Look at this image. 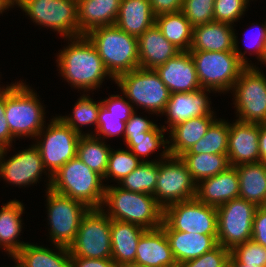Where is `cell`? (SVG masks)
<instances>
[{"label": "cell", "mask_w": 266, "mask_h": 267, "mask_svg": "<svg viewBox=\"0 0 266 267\" xmlns=\"http://www.w3.org/2000/svg\"><path fill=\"white\" fill-rule=\"evenodd\" d=\"M70 44L57 55L61 76L73 87L85 91L94 90L109 76L94 44L86 35L69 38Z\"/></svg>", "instance_id": "cell-1"}, {"label": "cell", "mask_w": 266, "mask_h": 267, "mask_svg": "<svg viewBox=\"0 0 266 267\" xmlns=\"http://www.w3.org/2000/svg\"><path fill=\"white\" fill-rule=\"evenodd\" d=\"M235 34V51H190L197 78L202 89L218 92L232 90L247 63L245 52L238 48Z\"/></svg>", "instance_id": "cell-2"}, {"label": "cell", "mask_w": 266, "mask_h": 267, "mask_svg": "<svg viewBox=\"0 0 266 267\" xmlns=\"http://www.w3.org/2000/svg\"><path fill=\"white\" fill-rule=\"evenodd\" d=\"M106 204V205H104ZM111 219L134 223L145 229H156L163 223L164 209L153 195L106 186L103 201Z\"/></svg>", "instance_id": "cell-3"}, {"label": "cell", "mask_w": 266, "mask_h": 267, "mask_svg": "<svg viewBox=\"0 0 266 267\" xmlns=\"http://www.w3.org/2000/svg\"><path fill=\"white\" fill-rule=\"evenodd\" d=\"M102 180L100 174L75 157L52 175L50 188L59 194L81 201L89 209H102L106 187Z\"/></svg>", "instance_id": "cell-4"}, {"label": "cell", "mask_w": 266, "mask_h": 267, "mask_svg": "<svg viewBox=\"0 0 266 267\" xmlns=\"http://www.w3.org/2000/svg\"><path fill=\"white\" fill-rule=\"evenodd\" d=\"M86 36L94 44L114 79L139 67L137 37L129 35L116 25L95 28Z\"/></svg>", "instance_id": "cell-5"}, {"label": "cell", "mask_w": 266, "mask_h": 267, "mask_svg": "<svg viewBox=\"0 0 266 267\" xmlns=\"http://www.w3.org/2000/svg\"><path fill=\"white\" fill-rule=\"evenodd\" d=\"M37 97L22 81L6 86L4 118L14 138H34L45 126V110Z\"/></svg>", "instance_id": "cell-6"}, {"label": "cell", "mask_w": 266, "mask_h": 267, "mask_svg": "<svg viewBox=\"0 0 266 267\" xmlns=\"http://www.w3.org/2000/svg\"><path fill=\"white\" fill-rule=\"evenodd\" d=\"M114 81L130 103L156 114H164L171 93L155 69L138 67Z\"/></svg>", "instance_id": "cell-7"}, {"label": "cell", "mask_w": 266, "mask_h": 267, "mask_svg": "<svg viewBox=\"0 0 266 267\" xmlns=\"http://www.w3.org/2000/svg\"><path fill=\"white\" fill-rule=\"evenodd\" d=\"M196 184L185 162L180 157L169 155L168 148H163L153 194L157 203L165 209L171 204L194 199Z\"/></svg>", "instance_id": "cell-8"}, {"label": "cell", "mask_w": 266, "mask_h": 267, "mask_svg": "<svg viewBox=\"0 0 266 267\" xmlns=\"http://www.w3.org/2000/svg\"><path fill=\"white\" fill-rule=\"evenodd\" d=\"M44 128L46 131H44ZM36 136L43 138L34 144L40 151L45 169L49 172L48 189L51 186L52 175L66 162L77 157V146L81 134L71 129L59 117L51 119L50 124L44 127ZM43 141V142H42Z\"/></svg>", "instance_id": "cell-9"}, {"label": "cell", "mask_w": 266, "mask_h": 267, "mask_svg": "<svg viewBox=\"0 0 266 267\" xmlns=\"http://www.w3.org/2000/svg\"><path fill=\"white\" fill-rule=\"evenodd\" d=\"M33 22L67 39L79 36L77 0H16Z\"/></svg>", "instance_id": "cell-10"}, {"label": "cell", "mask_w": 266, "mask_h": 267, "mask_svg": "<svg viewBox=\"0 0 266 267\" xmlns=\"http://www.w3.org/2000/svg\"><path fill=\"white\" fill-rule=\"evenodd\" d=\"M105 209H89L82 217L76 238L69 247L71 257L111 258V218Z\"/></svg>", "instance_id": "cell-11"}, {"label": "cell", "mask_w": 266, "mask_h": 267, "mask_svg": "<svg viewBox=\"0 0 266 267\" xmlns=\"http://www.w3.org/2000/svg\"><path fill=\"white\" fill-rule=\"evenodd\" d=\"M47 214L50 237L54 244L69 248L77 235L82 217L89 208L81 201L59 194L47 188Z\"/></svg>", "instance_id": "cell-12"}, {"label": "cell", "mask_w": 266, "mask_h": 267, "mask_svg": "<svg viewBox=\"0 0 266 267\" xmlns=\"http://www.w3.org/2000/svg\"><path fill=\"white\" fill-rule=\"evenodd\" d=\"M255 66H246L233 85L237 120L266 124V77ZM262 72V73H261Z\"/></svg>", "instance_id": "cell-13"}, {"label": "cell", "mask_w": 266, "mask_h": 267, "mask_svg": "<svg viewBox=\"0 0 266 267\" xmlns=\"http://www.w3.org/2000/svg\"><path fill=\"white\" fill-rule=\"evenodd\" d=\"M257 206L243 198L232 199L217 207V242L230 251L252 238Z\"/></svg>", "instance_id": "cell-14"}, {"label": "cell", "mask_w": 266, "mask_h": 267, "mask_svg": "<svg viewBox=\"0 0 266 267\" xmlns=\"http://www.w3.org/2000/svg\"><path fill=\"white\" fill-rule=\"evenodd\" d=\"M163 220L173 230L212 235L217 240V207L196 198L167 206Z\"/></svg>", "instance_id": "cell-15"}, {"label": "cell", "mask_w": 266, "mask_h": 267, "mask_svg": "<svg viewBox=\"0 0 266 267\" xmlns=\"http://www.w3.org/2000/svg\"><path fill=\"white\" fill-rule=\"evenodd\" d=\"M260 124L236 120L230 123L227 156L230 166L260 162Z\"/></svg>", "instance_id": "cell-16"}, {"label": "cell", "mask_w": 266, "mask_h": 267, "mask_svg": "<svg viewBox=\"0 0 266 267\" xmlns=\"http://www.w3.org/2000/svg\"><path fill=\"white\" fill-rule=\"evenodd\" d=\"M45 170L40 151L34 144L8 160L3 158L0 165L1 177L19 187L37 183Z\"/></svg>", "instance_id": "cell-17"}, {"label": "cell", "mask_w": 266, "mask_h": 267, "mask_svg": "<svg viewBox=\"0 0 266 267\" xmlns=\"http://www.w3.org/2000/svg\"><path fill=\"white\" fill-rule=\"evenodd\" d=\"M155 71L170 93H189L202 89L190 51H180Z\"/></svg>", "instance_id": "cell-18"}, {"label": "cell", "mask_w": 266, "mask_h": 267, "mask_svg": "<svg viewBox=\"0 0 266 267\" xmlns=\"http://www.w3.org/2000/svg\"><path fill=\"white\" fill-rule=\"evenodd\" d=\"M133 264L144 267H179L161 227L147 229L142 234Z\"/></svg>", "instance_id": "cell-19"}, {"label": "cell", "mask_w": 266, "mask_h": 267, "mask_svg": "<svg viewBox=\"0 0 266 267\" xmlns=\"http://www.w3.org/2000/svg\"><path fill=\"white\" fill-rule=\"evenodd\" d=\"M195 198L207 205L218 207L239 198V176L235 166L196 184Z\"/></svg>", "instance_id": "cell-20"}, {"label": "cell", "mask_w": 266, "mask_h": 267, "mask_svg": "<svg viewBox=\"0 0 266 267\" xmlns=\"http://www.w3.org/2000/svg\"><path fill=\"white\" fill-rule=\"evenodd\" d=\"M161 228L165 231L175 261L178 266L196 259L218 245L212 235L173 230L164 220Z\"/></svg>", "instance_id": "cell-21"}, {"label": "cell", "mask_w": 266, "mask_h": 267, "mask_svg": "<svg viewBox=\"0 0 266 267\" xmlns=\"http://www.w3.org/2000/svg\"><path fill=\"white\" fill-rule=\"evenodd\" d=\"M205 91L211 92L209 89H201L189 93H171L164 111L168 119L166 122L168 127H164V129H170L193 117L214 114L210 107L211 103H209L211 101Z\"/></svg>", "instance_id": "cell-22"}, {"label": "cell", "mask_w": 266, "mask_h": 267, "mask_svg": "<svg viewBox=\"0 0 266 267\" xmlns=\"http://www.w3.org/2000/svg\"><path fill=\"white\" fill-rule=\"evenodd\" d=\"M99 116L97 122V138L119 136L125 134L126 122L135 112L134 106L120 95H111L109 98L101 101ZM102 135V137H101ZM99 136V137H98Z\"/></svg>", "instance_id": "cell-23"}, {"label": "cell", "mask_w": 266, "mask_h": 267, "mask_svg": "<svg viewBox=\"0 0 266 267\" xmlns=\"http://www.w3.org/2000/svg\"><path fill=\"white\" fill-rule=\"evenodd\" d=\"M137 40L141 68L156 69L180 52L163 36L156 24L147 29Z\"/></svg>", "instance_id": "cell-24"}, {"label": "cell", "mask_w": 266, "mask_h": 267, "mask_svg": "<svg viewBox=\"0 0 266 267\" xmlns=\"http://www.w3.org/2000/svg\"><path fill=\"white\" fill-rule=\"evenodd\" d=\"M121 0H77L79 36L95 28L115 25Z\"/></svg>", "instance_id": "cell-25"}, {"label": "cell", "mask_w": 266, "mask_h": 267, "mask_svg": "<svg viewBox=\"0 0 266 267\" xmlns=\"http://www.w3.org/2000/svg\"><path fill=\"white\" fill-rule=\"evenodd\" d=\"M189 51H235V31L227 23L211 21L193 27Z\"/></svg>", "instance_id": "cell-26"}, {"label": "cell", "mask_w": 266, "mask_h": 267, "mask_svg": "<svg viewBox=\"0 0 266 267\" xmlns=\"http://www.w3.org/2000/svg\"><path fill=\"white\" fill-rule=\"evenodd\" d=\"M147 229L111 219V258L116 266L133 264L139 239Z\"/></svg>", "instance_id": "cell-27"}, {"label": "cell", "mask_w": 266, "mask_h": 267, "mask_svg": "<svg viewBox=\"0 0 266 267\" xmlns=\"http://www.w3.org/2000/svg\"><path fill=\"white\" fill-rule=\"evenodd\" d=\"M213 115L214 114H208L193 117L172 126L169 129L171 142L168 141L167 145L169 155L180 157L196 144L206 134L210 125L216 120Z\"/></svg>", "instance_id": "cell-28"}, {"label": "cell", "mask_w": 266, "mask_h": 267, "mask_svg": "<svg viewBox=\"0 0 266 267\" xmlns=\"http://www.w3.org/2000/svg\"><path fill=\"white\" fill-rule=\"evenodd\" d=\"M155 21L149 0H121L115 25L138 38L155 25Z\"/></svg>", "instance_id": "cell-29"}, {"label": "cell", "mask_w": 266, "mask_h": 267, "mask_svg": "<svg viewBox=\"0 0 266 267\" xmlns=\"http://www.w3.org/2000/svg\"><path fill=\"white\" fill-rule=\"evenodd\" d=\"M58 252L49 248L26 243L13 257L15 267H71L69 248L55 245Z\"/></svg>", "instance_id": "cell-30"}, {"label": "cell", "mask_w": 266, "mask_h": 267, "mask_svg": "<svg viewBox=\"0 0 266 267\" xmlns=\"http://www.w3.org/2000/svg\"><path fill=\"white\" fill-rule=\"evenodd\" d=\"M23 206L20 201L11 200L0 210V245L12 258L26 244L17 239L22 231Z\"/></svg>", "instance_id": "cell-31"}, {"label": "cell", "mask_w": 266, "mask_h": 267, "mask_svg": "<svg viewBox=\"0 0 266 267\" xmlns=\"http://www.w3.org/2000/svg\"><path fill=\"white\" fill-rule=\"evenodd\" d=\"M235 167L239 176V197L260 207L266 198V164L260 161Z\"/></svg>", "instance_id": "cell-32"}, {"label": "cell", "mask_w": 266, "mask_h": 267, "mask_svg": "<svg viewBox=\"0 0 266 267\" xmlns=\"http://www.w3.org/2000/svg\"><path fill=\"white\" fill-rule=\"evenodd\" d=\"M155 24L163 36L180 51H189L193 27L181 11L156 16Z\"/></svg>", "instance_id": "cell-33"}, {"label": "cell", "mask_w": 266, "mask_h": 267, "mask_svg": "<svg viewBox=\"0 0 266 267\" xmlns=\"http://www.w3.org/2000/svg\"><path fill=\"white\" fill-rule=\"evenodd\" d=\"M101 140L103 139L97 138L92 134L84 133L81 135L77 146V158L104 177L111 148Z\"/></svg>", "instance_id": "cell-34"}, {"label": "cell", "mask_w": 266, "mask_h": 267, "mask_svg": "<svg viewBox=\"0 0 266 267\" xmlns=\"http://www.w3.org/2000/svg\"><path fill=\"white\" fill-rule=\"evenodd\" d=\"M193 180L198 183L225 171L229 166L228 156L220 154H182Z\"/></svg>", "instance_id": "cell-35"}, {"label": "cell", "mask_w": 266, "mask_h": 267, "mask_svg": "<svg viewBox=\"0 0 266 267\" xmlns=\"http://www.w3.org/2000/svg\"><path fill=\"white\" fill-rule=\"evenodd\" d=\"M229 130V122L216 119L206 134L184 154L227 155Z\"/></svg>", "instance_id": "cell-36"}, {"label": "cell", "mask_w": 266, "mask_h": 267, "mask_svg": "<svg viewBox=\"0 0 266 267\" xmlns=\"http://www.w3.org/2000/svg\"><path fill=\"white\" fill-rule=\"evenodd\" d=\"M158 176V161L142 162L135 170L123 178L119 187L127 191L147 193L155 192Z\"/></svg>", "instance_id": "cell-37"}, {"label": "cell", "mask_w": 266, "mask_h": 267, "mask_svg": "<svg viewBox=\"0 0 266 267\" xmlns=\"http://www.w3.org/2000/svg\"><path fill=\"white\" fill-rule=\"evenodd\" d=\"M88 94L81 96L73 108V115L68 116H58L66 125L71 129L83 135L80 126L87 125H96L99 116V109L101 104L100 102L93 101L92 98H89Z\"/></svg>", "instance_id": "cell-38"}, {"label": "cell", "mask_w": 266, "mask_h": 267, "mask_svg": "<svg viewBox=\"0 0 266 267\" xmlns=\"http://www.w3.org/2000/svg\"><path fill=\"white\" fill-rule=\"evenodd\" d=\"M164 127L159 128L156 125L152 130L142 133V135L124 136L127 148L139 159L140 157H147L150 153L153 154L161 145L167 148L165 144H168V140H164L163 134L167 130Z\"/></svg>", "instance_id": "cell-39"}, {"label": "cell", "mask_w": 266, "mask_h": 267, "mask_svg": "<svg viewBox=\"0 0 266 267\" xmlns=\"http://www.w3.org/2000/svg\"><path fill=\"white\" fill-rule=\"evenodd\" d=\"M111 152L108 160V167L103 179L114 178L113 180L121 181L133 170H135L142 162H148L145 159L137 158L131 150H114Z\"/></svg>", "instance_id": "cell-40"}, {"label": "cell", "mask_w": 266, "mask_h": 267, "mask_svg": "<svg viewBox=\"0 0 266 267\" xmlns=\"http://www.w3.org/2000/svg\"><path fill=\"white\" fill-rule=\"evenodd\" d=\"M215 0H183L181 12L192 27L214 21Z\"/></svg>", "instance_id": "cell-41"}, {"label": "cell", "mask_w": 266, "mask_h": 267, "mask_svg": "<svg viewBox=\"0 0 266 267\" xmlns=\"http://www.w3.org/2000/svg\"><path fill=\"white\" fill-rule=\"evenodd\" d=\"M230 254L239 263L266 267V248L252 239L234 247Z\"/></svg>", "instance_id": "cell-42"}, {"label": "cell", "mask_w": 266, "mask_h": 267, "mask_svg": "<svg viewBox=\"0 0 266 267\" xmlns=\"http://www.w3.org/2000/svg\"><path fill=\"white\" fill-rule=\"evenodd\" d=\"M250 0H215L214 21L233 25L247 9ZM233 23V24H232Z\"/></svg>", "instance_id": "cell-43"}, {"label": "cell", "mask_w": 266, "mask_h": 267, "mask_svg": "<svg viewBox=\"0 0 266 267\" xmlns=\"http://www.w3.org/2000/svg\"><path fill=\"white\" fill-rule=\"evenodd\" d=\"M229 256L230 250L218 244L211 251L196 259L186 261L179 267H225Z\"/></svg>", "instance_id": "cell-44"}, {"label": "cell", "mask_w": 266, "mask_h": 267, "mask_svg": "<svg viewBox=\"0 0 266 267\" xmlns=\"http://www.w3.org/2000/svg\"><path fill=\"white\" fill-rule=\"evenodd\" d=\"M156 124L152 121L147 120V118L140 117L134 112L130 119L126 122L125 134L124 136H138L142 133H146L152 130Z\"/></svg>", "instance_id": "cell-45"}, {"label": "cell", "mask_w": 266, "mask_h": 267, "mask_svg": "<svg viewBox=\"0 0 266 267\" xmlns=\"http://www.w3.org/2000/svg\"><path fill=\"white\" fill-rule=\"evenodd\" d=\"M251 239L266 248V211L261 207L254 215Z\"/></svg>", "instance_id": "cell-46"}, {"label": "cell", "mask_w": 266, "mask_h": 267, "mask_svg": "<svg viewBox=\"0 0 266 267\" xmlns=\"http://www.w3.org/2000/svg\"><path fill=\"white\" fill-rule=\"evenodd\" d=\"M155 16L181 11L183 0H149Z\"/></svg>", "instance_id": "cell-47"}, {"label": "cell", "mask_w": 266, "mask_h": 267, "mask_svg": "<svg viewBox=\"0 0 266 267\" xmlns=\"http://www.w3.org/2000/svg\"><path fill=\"white\" fill-rule=\"evenodd\" d=\"M71 267H116L112 258L71 257Z\"/></svg>", "instance_id": "cell-48"}, {"label": "cell", "mask_w": 266, "mask_h": 267, "mask_svg": "<svg viewBox=\"0 0 266 267\" xmlns=\"http://www.w3.org/2000/svg\"><path fill=\"white\" fill-rule=\"evenodd\" d=\"M5 114V90L0 94V141L8 148H11L13 136L10 133L8 123L4 118Z\"/></svg>", "instance_id": "cell-49"}, {"label": "cell", "mask_w": 266, "mask_h": 267, "mask_svg": "<svg viewBox=\"0 0 266 267\" xmlns=\"http://www.w3.org/2000/svg\"><path fill=\"white\" fill-rule=\"evenodd\" d=\"M256 25H257V31L258 32H257L255 37H257V38H255L256 40L254 39L255 44L253 43L254 46H252V47H254L253 51H255L259 61H261V63H262L264 61V58L266 55V22H264V24H262V25H258V24H256ZM258 26L261 27V28L259 27V30H258ZM249 48H250V46H248V48H246V49H249Z\"/></svg>", "instance_id": "cell-50"}, {"label": "cell", "mask_w": 266, "mask_h": 267, "mask_svg": "<svg viewBox=\"0 0 266 267\" xmlns=\"http://www.w3.org/2000/svg\"><path fill=\"white\" fill-rule=\"evenodd\" d=\"M259 152L260 161H264L266 159V124H260Z\"/></svg>", "instance_id": "cell-51"}, {"label": "cell", "mask_w": 266, "mask_h": 267, "mask_svg": "<svg viewBox=\"0 0 266 267\" xmlns=\"http://www.w3.org/2000/svg\"><path fill=\"white\" fill-rule=\"evenodd\" d=\"M227 264L229 265V267H263L259 265H247L239 263L231 254L229 256Z\"/></svg>", "instance_id": "cell-52"}, {"label": "cell", "mask_w": 266, "mask_h": 267, "mask_svg": "<svg viewBox=\"0 0 266 267\" xmlns=\"http://www.w3.org/2000/svg\"><path fill=\"white\" fill-rule=\"evenodd\" d=\"M16 4V0H0V13Z\"/></svg>", "instance_id": "cell-53"}, {"label": "cell", "mask_w": 266, "mask_h": 267, "mask_svg": "<svg viewBox=\"0 0 266 267\" xmlns=\"http://www.w3.org/2000/svg\"><path fill=\"white\" fill-rule=\"evenodd\" d=\"M8 147L0 141V165L4 158V155L7 153Z\"/></svg>", "instance_id": "cell-54"}, {"label": "cell", "mask_w": 266, "mask_h": 267, "mask_svg": "<svg viewBox=\"0 0 266 267\" xmlns=\"http://www.w3.org/2000/svg\"><path fill=\"white\" fill-rule=\"evenodd\" d=\"M116 267H144V266H138L136 264H126V265H120V266H116Z\"/></svg>", "instance_id": "cell-55"}, {"label": "cell", "mask_w": 266, "mask_h": 267, "mask_svg": "<svg viewBox=\"0 0 266 267\" xmlns=\"http://www.w3.org/2000/svg\"><path fill=\"white\" fill-rule=\"evenodd\" d=\"M260 207L266 211V198L264 199L263 204Z\"/></svg>", "instance_id": "cell-56"}, {"label": "cell", "mask_w": 266, "mask_h": 267, "mask_svg": "<svg viewBox=\"0 0 266 267\" xmlns=\"http://www.w3.org/2000/svg\"><path fill=\"white\" fill-rule=\"evenodd\" d=\"M4 90H5V87H4V88L2 87V89H1V87H0V94H1Z\"/></svg>", "instance_id": "cell-57"}, {"label": "cell", "mask_w": 266, "mask_h": 267, "mask_svg": "<svg viewBox=\"0 0 266 267\" xmlns=\"http://www.w3.org/2000/svg\"><path fill=\"white\" fill-rule=\"evenodd\" d=\"M262 63H265L266 64V55H265L264 61Z\"/></svg>", "instance_id": "cell-58"}]
</instances>
